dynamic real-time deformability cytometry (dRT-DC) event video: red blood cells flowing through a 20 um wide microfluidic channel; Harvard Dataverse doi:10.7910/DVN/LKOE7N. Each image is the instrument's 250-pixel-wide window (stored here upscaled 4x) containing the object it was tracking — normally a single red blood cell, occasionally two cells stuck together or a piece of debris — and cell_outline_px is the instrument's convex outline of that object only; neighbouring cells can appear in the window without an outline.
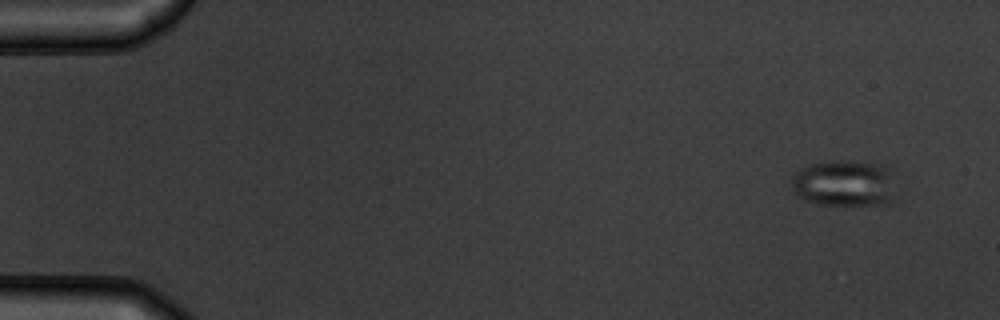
{"species": "common noctule bat (a hibernating species)", "species_latin": "Nyctalus noctula", "temperature_condition": "warm", "stored_images_in_passage": 32, "camera_frame_rate_fps": 3000, "um_per_image_px": 0.085, "animal": {"sex": "male", "body_mass_g": 19.5, "forearm_length_mm": 54.6}, "frame": {"image": 1, "passage_image": 5, "time_ms": 1.333, "image_size_px": [1000, 320], "cell_outline_px": [[892, 204], [820, 204], [804, 200], [792, 188], [792, 176], [800, 168], [808, 164], [824, 160], [852, 160], [880, 164], [888, 168], [892, 200]], "centroid_in_image_um": [71.69, 15.54], "position_along_channel_um": 13.3, "area_um2": 27.98}}